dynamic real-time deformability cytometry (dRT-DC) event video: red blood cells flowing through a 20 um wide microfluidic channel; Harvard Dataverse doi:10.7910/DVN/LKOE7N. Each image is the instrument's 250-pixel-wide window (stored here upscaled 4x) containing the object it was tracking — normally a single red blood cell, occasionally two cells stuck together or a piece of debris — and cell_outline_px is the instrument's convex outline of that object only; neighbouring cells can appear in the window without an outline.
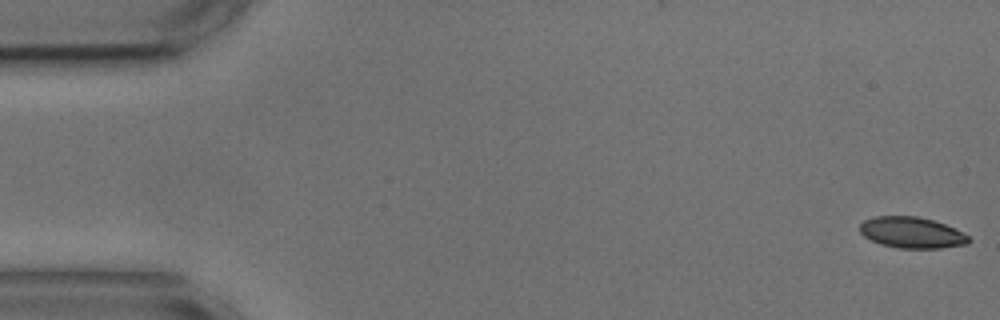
{"species": "common noctule bat (a hibernating species)", "species_latin": "Nyctalus noctula", "temperature_condition": "cold", "stored_images_in_passage": 56, "camera_frame_rate_fps": 3000, "um_per_image_px": 0.085, "animal": {"sex": "male", "body_mass_g": 17.9, "forearm_length_mm": 54.2}, "frame": {"image": 1, "passage_image": 1, "time_ms": 0.0, "image_size_px": [1000, 320], "cell_outline_px": [[972, 240], [968, 244], [940, 248], [900, 248], [880, 244], [864, 236], [860, 232], [860, 224], [864, 220], [876, 216], [916, 216], [932, 220], [956, 228], [968, 236]], "centroid_in_image_um": [77.52, 19.77], "position_along_channel_um": 7.5, "area_um2": 19.71}}
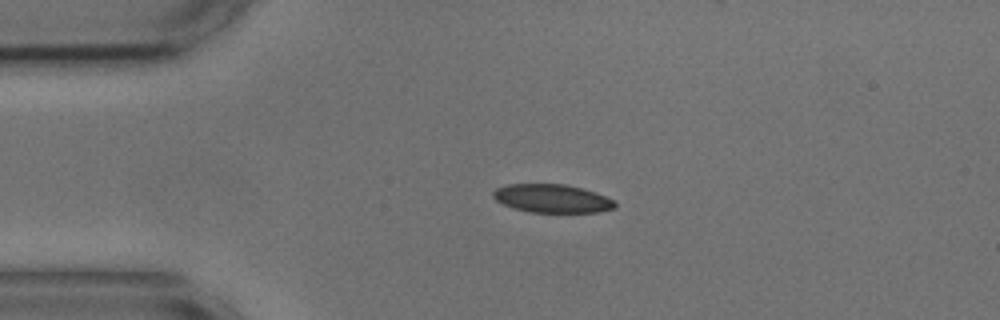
{"frame": {"image": 2, "passage_image": 12, "time_ms": 3.667, "image_size_px": [1000, 320], "cell_outline_px": [[616, 208], [600, 212], [528, 212], [512, 208], [496, 200], [492, 196], [492, 192], [496, 188], [508, 184], [564, 184], [596, 192], [616, 200]], "centroid_in_image_um": [46.95, 16.87], "position_along_channel_um": 38.1, "area_um2": 20.29}}
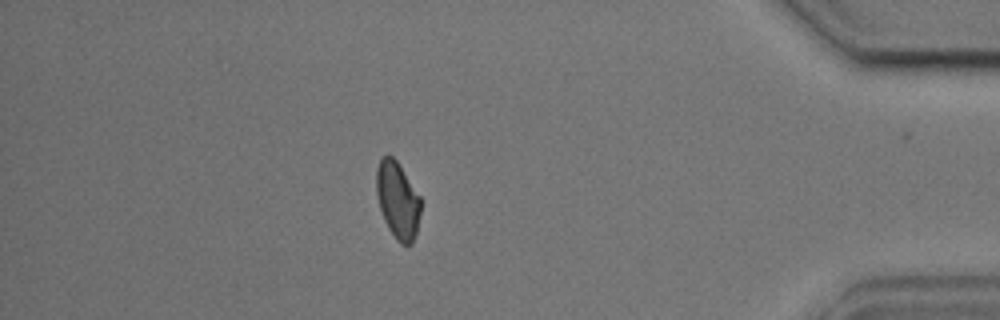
{"frame": {"image": 3, "passage_image": 48, "time_ms": 15.667, "image_size_px": [1000, 320], "cell_outline_px": [[420, 212], [416, 232], [412, 244], [400, 244], [396, 240], [388, 228], [384, 220], [380, 208], [376, 192], [376, 168], [380, 156], [388, 152], [396, 160], [420, 196]], "centroid_in_image_um": [33.77, 16.97], "position_along_channel_um": 401.4, "area_um2": 19.94}, "authors_computed_cell_mechanics": {"area_um2": 20.4323, "velocity_mm_per_s": 3.6005, "shape_relaxation_time_tau1_ms": 3.3988, "shape_relaxation_time_tau2_ms": 2.8596, "deformation_change_tau1": 0.085, "deformation_change_tau2": 0.0745}}